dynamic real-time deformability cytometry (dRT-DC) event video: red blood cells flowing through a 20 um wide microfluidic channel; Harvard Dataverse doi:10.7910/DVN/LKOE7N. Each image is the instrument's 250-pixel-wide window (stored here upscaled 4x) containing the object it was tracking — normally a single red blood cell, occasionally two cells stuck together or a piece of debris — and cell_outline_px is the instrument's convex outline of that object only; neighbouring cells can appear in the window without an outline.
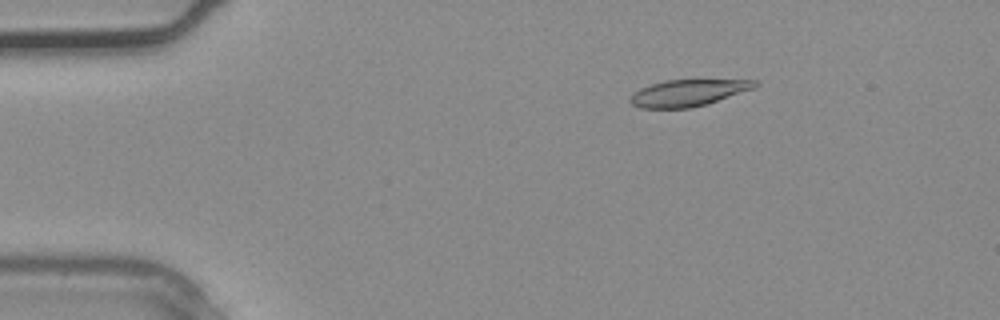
{"species": "common noctule bat (a hibernating species)", "species_latin": "Nyctalus noctula", "temperature_condition": "warm", "stored_images_in_passage": 3, "camera_frame_rate_fps": 3000, "um_per_image_px": 0.085, "animal": {"sex": "male", "body_mass_g": 20.4}, "frame": {"image": 1, "passage_image": 2, "time_ms": 0.333, "image_size_px": [1000, 320], "cell_outline_px": [[760, 84], [756, 88], [708, 104], [688, 108], [640, 108], [632, 104], [628, 100], [640, 88], [664, 80], [760, 80]], "centroid_in_image_um": [58.55, 7.89], "position_along_channel_um": 26.4, "area_um2": 19.42}}